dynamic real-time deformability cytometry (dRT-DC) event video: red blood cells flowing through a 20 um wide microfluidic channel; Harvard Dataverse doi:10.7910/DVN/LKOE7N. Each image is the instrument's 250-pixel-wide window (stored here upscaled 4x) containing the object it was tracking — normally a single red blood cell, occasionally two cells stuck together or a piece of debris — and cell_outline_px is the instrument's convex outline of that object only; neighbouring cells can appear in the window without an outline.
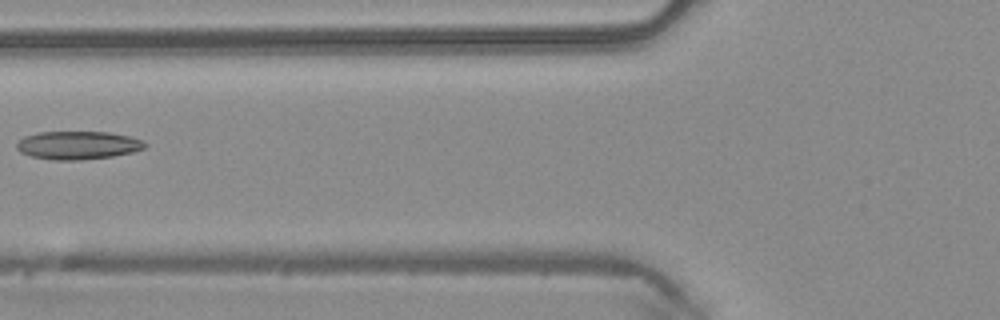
{"species": "common noctule bat (a hibernating species)", "species_latin": "Nyctalus noctula", "temperature_condition": "warm", "stored_images_in_passage": 6, "camera_frame_rate_fps": 3000, "um_per_image_px": 0.085, "animal": {"sex": "male", "body_mass_g": 20.4}, "frame": {"image": 1, "passage_image": 6, "time_ms": 1.667, "image_size_px": [1000, 320], "cell_outline_px": [[148, 144], [144, 148], [132, 152], [112, 156], [80, 160], [52, 160], [32, 156], [20, 152], [16, 148], [16, 144], [24, 136], [40, 132], [108, 132], [132, 136], [144, 140]], "centroid_in_image_um": [6.65, 12.34], "position_along_channel_um": 119.2, "area_um2": 21.15}}